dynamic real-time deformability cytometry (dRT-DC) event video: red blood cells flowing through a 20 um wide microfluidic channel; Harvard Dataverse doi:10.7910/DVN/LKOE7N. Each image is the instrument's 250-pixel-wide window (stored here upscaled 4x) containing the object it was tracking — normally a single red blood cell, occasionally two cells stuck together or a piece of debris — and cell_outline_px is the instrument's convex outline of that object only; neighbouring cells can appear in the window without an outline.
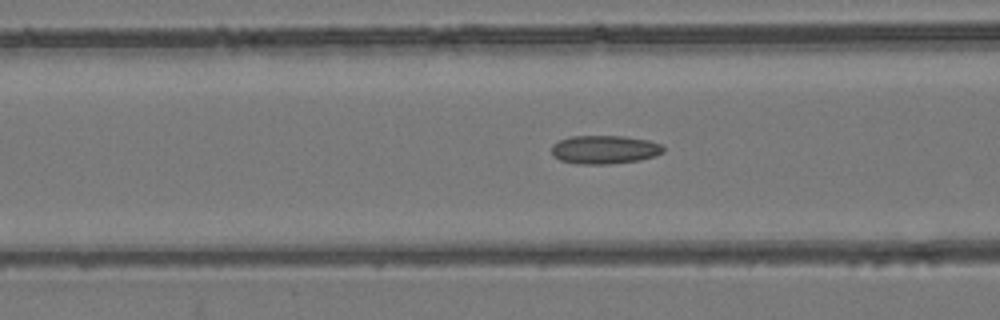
{"species": "common noctule bat (a hibernating species)", "species_latin": "Nyctalus noctula", "temperature_condition": "room temperature", "stored_images_in_passage": 53, "camera_frame_rate_fps": 3000, "um_per_image_px": 0.085, "animal": {"sex": "female", "body_mass_g": 24.6, "forearm_length_mm": 56.2}, "frame": {"image": 1, "passage_image": 21, "time_ms": 6.667, "image_size_px": [1000, 320], "cell_outline_px": [[664, 152], [656, 156], [640, 160], [608, 164], [576, 164], [560, 160], [552, 156], [552, 144], [560, 140], [572, 136], [624, 136], [648, 140], [660, 144], [664, 148]], "centroid_in_image_um": [51.38, 12.72], "position_along_channel_um": 115.2, "area_um2": 18.67}}
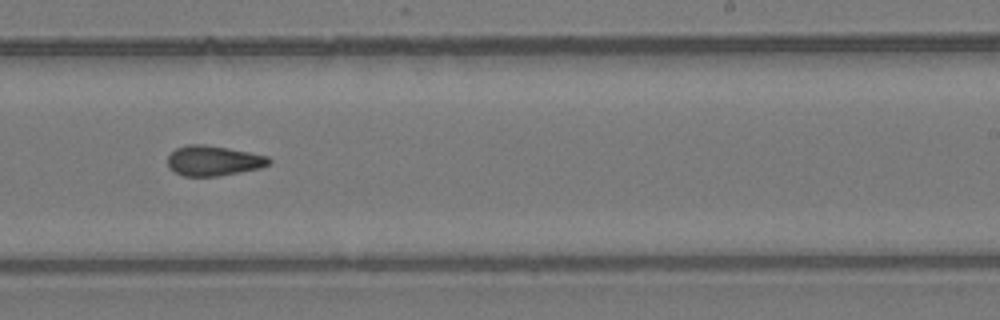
{"frame": {"image": 2, "passage_image": 33, "time_ms": 10.667, "image_size_px": [1000, 320], "cell_outline_px": [[272, 160], [268, 164], [260, 168], [240, 172], [216, 176], [184, 176], [168, 168], [168, 156], [176, 148], [188, 144], [204, 144], [228, 148], [268, 156]], "centroid_in_image_um": [18.13, 13.65], "position_along_channel_um": 270.9, "area_um2": 17.69}}
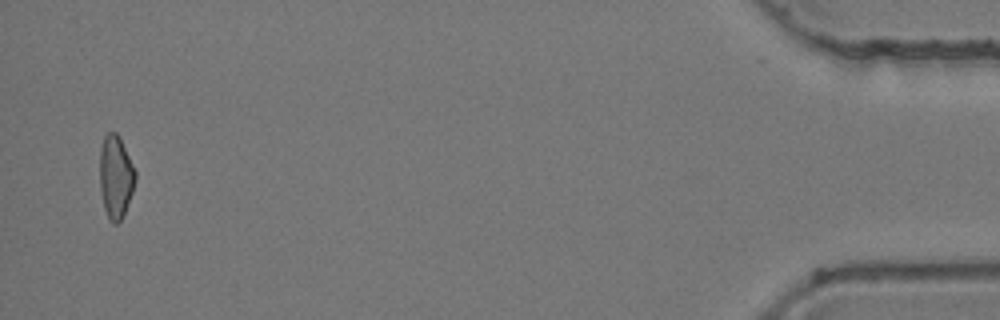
{"frame": {"image": 3, "passage_image": 52, "time_ms": 17.0, "image_size_px": [1000, 320], "cell_outline_px": [[136, 180], [132, 192], [124, 212], [120, 220], [116, 224], [112, 224], [108, 220], [104, 208], [100, 188], [100, 148], [104, 136], [108, 132], [116, 132], [120, 136], [136, 172]], "centroid_in_image_um": [9.83, 15.01], "position_along_channel_um": 425.4, "area_um2": 17.22}, "authors_computed_cell_mechanics": {"area_um2": 17.9758, "velocity_mm_per_s": 3.8985, "shape_relaxation_time_tau1_ms": null, "shape_relaxation_time_tau2_ms": 4.0981, "deformation_change_tau1": null, "deformation_change_tau2": 0.1278}}